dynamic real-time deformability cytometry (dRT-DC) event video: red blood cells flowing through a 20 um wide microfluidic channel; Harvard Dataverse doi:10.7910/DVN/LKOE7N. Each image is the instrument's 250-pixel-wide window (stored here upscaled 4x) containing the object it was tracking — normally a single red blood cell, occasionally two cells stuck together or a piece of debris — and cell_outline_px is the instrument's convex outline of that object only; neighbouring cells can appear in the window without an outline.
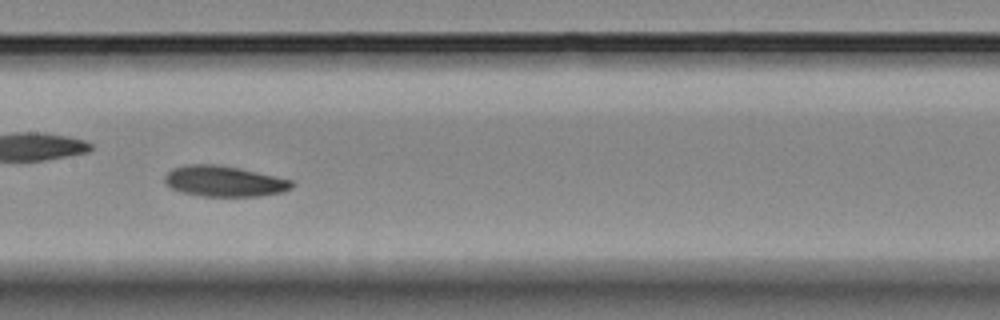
{"species": "Egyptian fruit bat (a non-hibernating species)", "species_latin": "Rousettus aegyptiacus", "temperature_condition": "room temperature", "stored_images_in_passage": 43, "camera_frame_rate_fps": 3000, "um_per_image_px": 0.085, "animal": {"sex": "female"}, "frame": {"image": 1, "passage_image": 19, "time_ms": 6.0, "image_size_px": [1000, 320], "cell_outline_px": [[296, 184], [292, 188], [284, 192], [260, 196], [200, 196], [180, 192], [164, 184], [164, 176], [172, 168], [188, 164], [216, 164], [240, 168], [292, 180]], "centroid_in_image_um": [19.05, 15.41], "position_along_channel_um": 188.3, "area_um2": 23.0}}
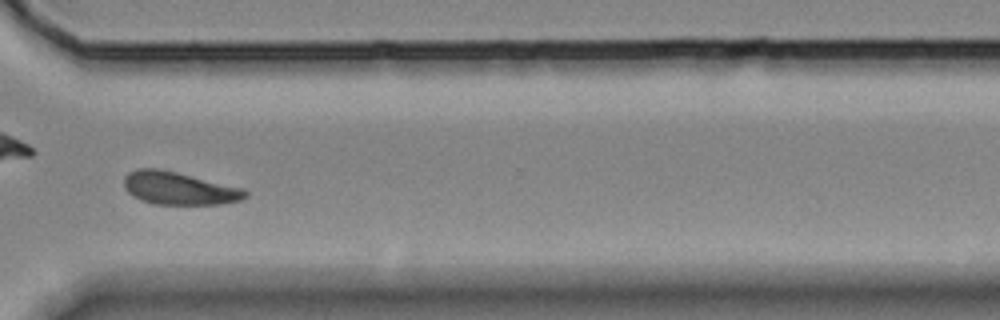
{"frame": {"image": 2, "passage_image": 31, "time_ms": 10.0, "image_size_px": [1000, 320], "cell_outline_px": [[248, 196], [240, 200], [220, 204], [156, 204], [140, 200], [132, 196], [124, 188], [124, 176], [128, 172], [136, 168], [156, 168], [176, 172], [244, 188], [248, 192]], "centroid_in_image_um": [15.19, 16.0], "position_along_channel_um": 355.4, "area_um2": 23.24}}
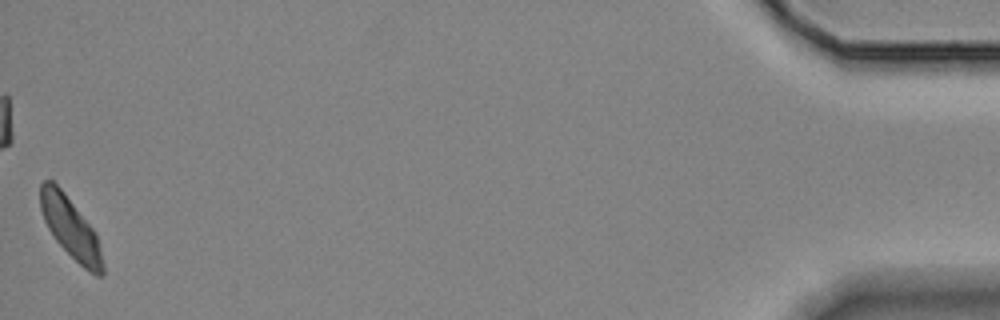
{"frame": {"image": 3, "passage_image": 43, "time_ms": 14.0, "image_size_px": [1000, 320], "cell_outline_px": [[104, 276], [96, 276], [88, 272], [56, 240], [48, 228], [44, 220], [40, 208], [40, 184], [44, 180], [52, 180], [64, 192], [96, 232], [104, 264]], "centroid_in_image_um": [6.01, 19.38], "position_along_channel_um": 429.2, "area_um2": 22.02}}